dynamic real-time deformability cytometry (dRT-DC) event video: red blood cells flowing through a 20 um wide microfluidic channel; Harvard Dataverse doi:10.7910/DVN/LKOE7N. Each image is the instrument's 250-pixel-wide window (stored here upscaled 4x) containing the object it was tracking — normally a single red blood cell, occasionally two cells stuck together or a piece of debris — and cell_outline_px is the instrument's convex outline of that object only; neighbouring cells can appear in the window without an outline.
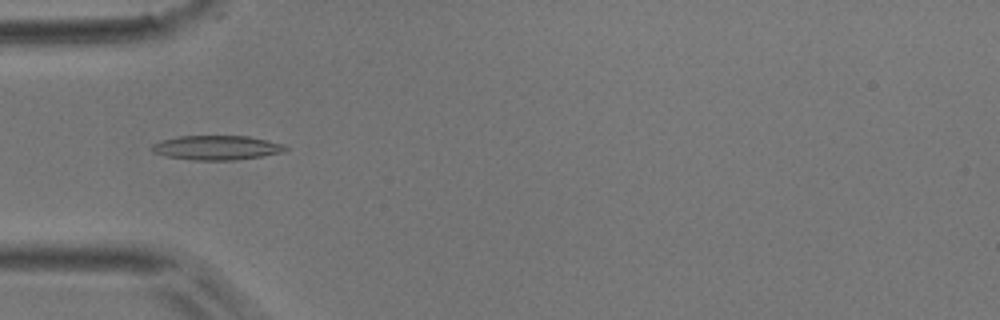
{"species": "common noctule bat (a hibernating species)", "species_latin": "Nyctalus noctula", "temperature_condition": "room temperature", "stored_images_in_passage": 36, "camera_frame_rate_fps": 3000, "um_per_image_px": 0.085, "animal": {"sex": "male", "body_mass_g": 17.9}, "frame": {"image": 1, "passage_image": 1, "time_ms": 0.0, "image_size_px": [1000, 320], "cell_outline_px": [[288, 148], [284, 152], [264, 156], [232, 160], [192, 160], [168, 156], [152, 152], [152, 144], [160, 140], [180, 136], [248, 136], [268, 140], [280, 144]], "centroid_in_image_um": [18.41, 12.55], "position_along_channel_um": 66.6, "area_um2": 18.9}}
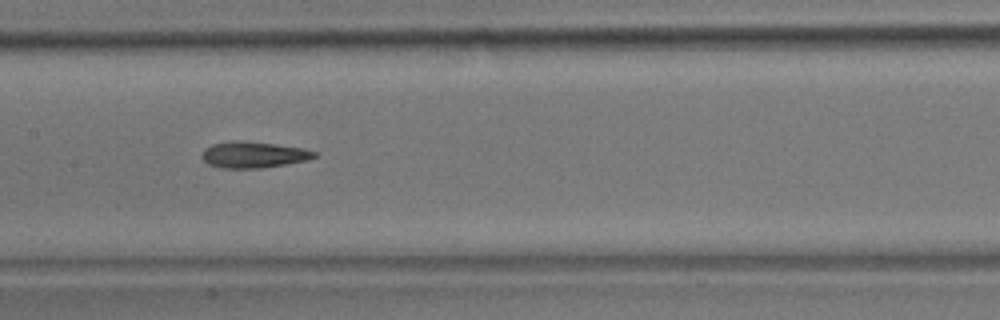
{"frame": {"image": 2, "passage_image": 10, "time_ms": 3.0, "image_size_px": [1000, 320], "cell_outline_px": [[316, 156], [304, 160], [284, 164], [260, 168], [220, 168], [208, 164], [200, 156], [204, 148], [212, 144], [228, 140], [244, 140], [304, 148], [316, 152]], "centroid_in_image_um": [21.46, 13.13], "position_along_channel_um": 185.9, "area_um2": 17.22}}
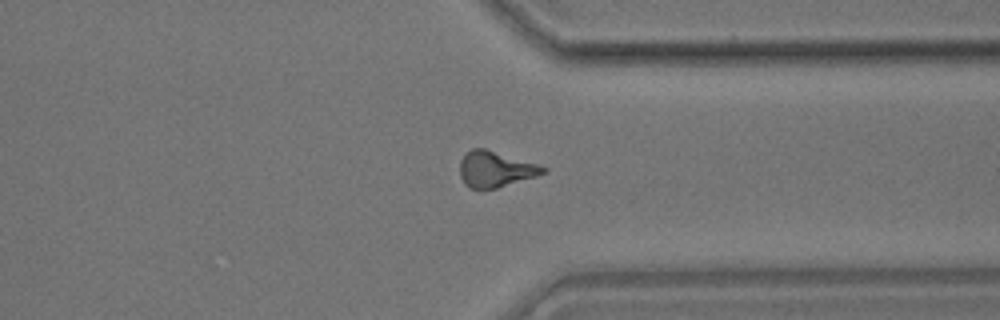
{"frame": {"image": 3, "passage_image": 24, "time_ms": 7.667, "image_size_px": [1000, 320], "cell_outline_px": [[548, 172], [536, 176], [496, 188], [468, 188], [464, 184], [460, 176], [460, 160], [472, 148], [484, 148], [536, 164], [548, 168]], "centroid_in_image_um": [42.1, 14.39], "position_along_channel_um": 369.3, "area_um2": 17.11}, "authors_computed_cell_mechanics": {"area_um2": 17.0221, "velocity_mm_per_s": 3.9671, "shape_relaxation_time_tau1_ms": 9.6622, "shape_relaxation_time_tau2_ms": 4.6441, "deformation_change_tau1": 0.2212, "deformation_change_tau2": 0.1498}}